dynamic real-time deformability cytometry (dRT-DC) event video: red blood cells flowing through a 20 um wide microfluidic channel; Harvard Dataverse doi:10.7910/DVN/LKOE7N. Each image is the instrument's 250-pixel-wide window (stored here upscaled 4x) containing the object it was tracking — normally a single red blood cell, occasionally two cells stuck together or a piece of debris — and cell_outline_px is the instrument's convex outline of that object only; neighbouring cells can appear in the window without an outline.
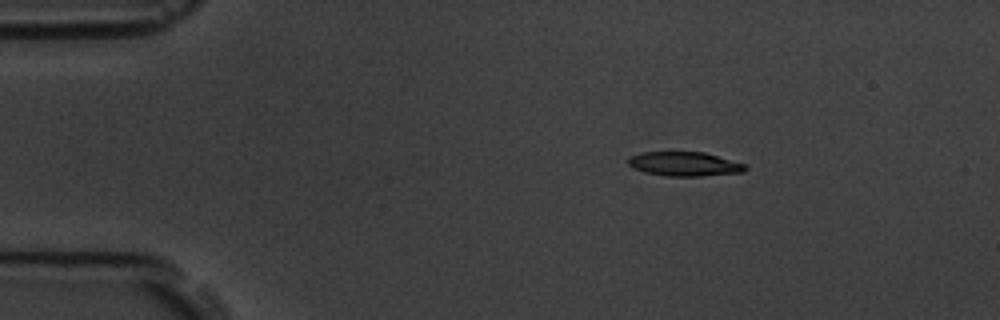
{"species": "common noctule bat (a hibernating species)", "species_latin": "Nyctalus noctula", "temperature_condition": "room temperature", "stored_images_in_passage": 3, "camera_frame_rate_fps": 3000, "um_per_image_px": 0.085, "animal": {"sex": "male", "body_mass_g": 19.5, "forearm_length_mm": 54.6}, "frame": {"image": 1, "passage_image": 1, "time_ms": 0.0, "image_size_px": [1000, 320], "cell_outline_px": [[748, 168], [744, 172], [700, 176], [668, 176], [644, 172], [632, 168], [628, 164], [628, 156], [640, 152], [704, 152], [748, 164]], "centroid_in_image_um": [58.19, 13.93], "position_along_channel_um": 26.8, "area_um2": 16.76}}